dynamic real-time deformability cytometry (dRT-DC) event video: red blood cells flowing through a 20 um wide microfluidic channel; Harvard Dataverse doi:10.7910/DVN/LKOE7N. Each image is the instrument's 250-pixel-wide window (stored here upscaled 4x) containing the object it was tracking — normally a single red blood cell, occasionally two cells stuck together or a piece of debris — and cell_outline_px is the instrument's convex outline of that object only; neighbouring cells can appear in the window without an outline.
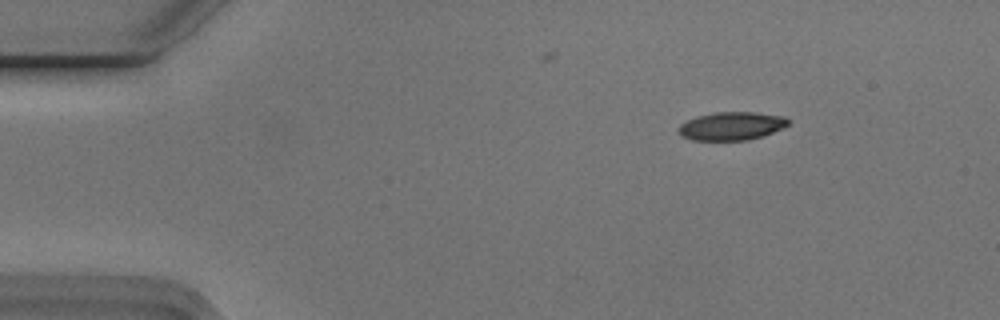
{"species": "Egyptian fruit bat (a non-hibernating species)", "species_latin": "Rousettus aegyptiacus", "temperature_condition": "cold", "stored_images_in_passage": 4, "camera_frame_rate_fps": 3000, "um_per_image_px": 0.085, "animal": {"sex": "male"}, "frame": {"image": 1, "passage_image": 1, "time_ms": 0.0, "image_size_px": [1000, 320], "cell_outline_px": [[788, 124], [784, 128], [748, 140], [692, 140], [680, 136], [680, 124], [696, 116], [716, 112], [756, 112], [784, 116], [788, 120]], "centroid_in_image_um": [62.18, 10.71], "position_along_channel_um": 22.8, "area_um2": 17.92}}